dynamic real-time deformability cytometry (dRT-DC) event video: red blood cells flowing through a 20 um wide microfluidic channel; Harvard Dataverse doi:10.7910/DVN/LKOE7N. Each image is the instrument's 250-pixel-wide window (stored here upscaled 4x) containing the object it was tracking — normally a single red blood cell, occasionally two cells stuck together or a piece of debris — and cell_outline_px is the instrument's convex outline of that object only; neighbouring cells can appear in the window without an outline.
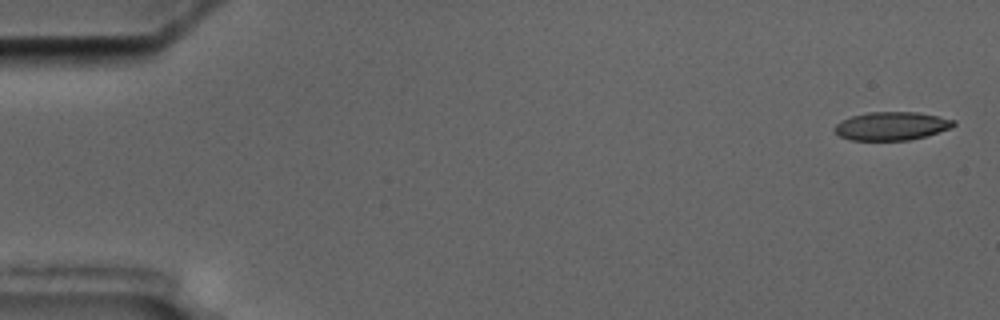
{"species": "common noctule bat (a hibernating species)", "species_latin": "Nyctalus noctula", "temperature_condition": "cold", "stored_images_in_passage": 6, "camera_frame_rate_fps": 3000, "um_per_image_px": 0.085, "animal": {"sex": "male", "body_mass_g": 17.5, "forearm_length_mm": 52.3}, "frame": {"image": 1, "passage_image": 1, "time_ms": 0.0, "image_size_px": [1000, 320], "cell_outline_px": [[956, 124], [952, 128], [928, 136], [908, 140], [852, 140], [840, 136], [832, 128], [836, 124], [852, 116], [868, 112], [916, 112], [956, 120]], "centroid_in_image_um": [75.82, 10.72], "position_along_channel_um": 9.2, "area_um2": 19.65}}
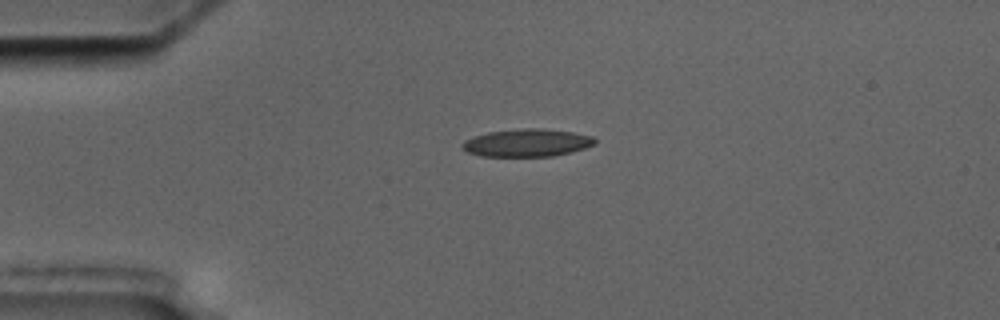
{"frame": {"image": 2, "passage_image": 4, "time_ms": 4.0, "image_size_px": [1000, 320], "cell_outline_px": [[596, 144], [584, 148], [552, 156], [480, 156], [468, 152], [460, 148], [460, 144], [464, 140], [488, 132], [524, 128], [540, 128], [572, 132], [592, 136], [596, 140]], "centroid_in_image_um": [44.76, 12.14], "position_along_channel_um": 40.2, "area_um2": 21.27}}
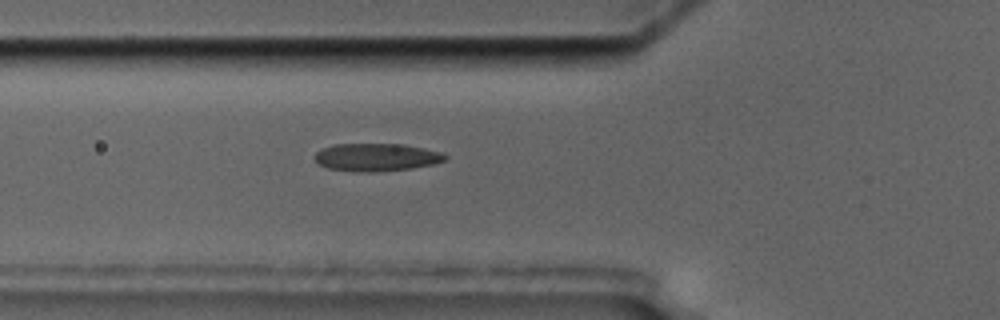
{"frame": {"image": 3, "passage_image": 6, "time_ms": 6.333, "image_size_px": [1000, 320], "cell_outline_px": [[448, 156], [444, 160], [432, 164], [412, 168], [372, 172], [356, 172], [328, 168], [320, 164], [316, 160], [316, 152], [320, 148], [332, 144], [404, 144], [444, 152]], "centroid_in_image_um": [32.0, 13.35], "position_along_channel_um": 93.8, "area_um2": 21.15}}